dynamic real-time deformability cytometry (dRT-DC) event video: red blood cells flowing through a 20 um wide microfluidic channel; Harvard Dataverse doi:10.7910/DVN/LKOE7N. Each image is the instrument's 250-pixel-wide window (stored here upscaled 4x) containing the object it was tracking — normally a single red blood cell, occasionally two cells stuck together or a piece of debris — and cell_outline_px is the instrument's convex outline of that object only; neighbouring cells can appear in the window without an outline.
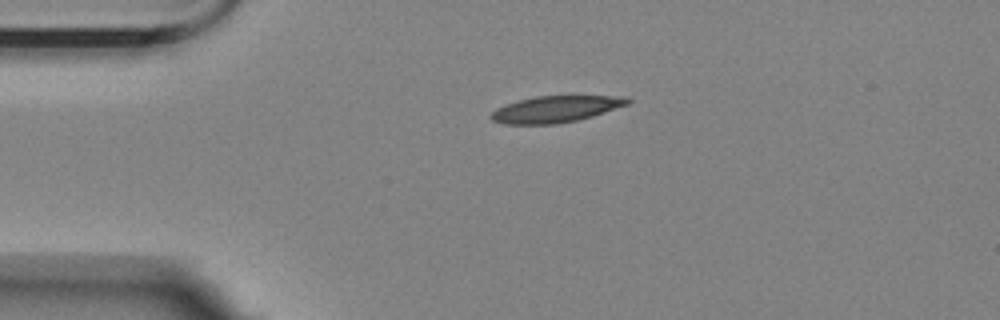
{"species": "Egyptian fruit bat (a non-hibernating species)", "species_latin": "Rousettus aegyptiacus", "temperature_condition": "room temperature", "stored_images_in_passage": 2, "camera_frame_rate_fps": 3000, "um_per_image_px": 0.085, "animal": {"sex": "female"}, "frame": {"image": 1, "passage_image": 1, "time_ms": 0.0, "image_size_px": [1000, 320], "cell_outline_px": [[632, 100], [628, 104], [592, 116], [576, 120], [556, 124], [504, 124], [492, 120], [488, 116], [496, 108], [516, 100], [536, 96], [620, 96]], "centroid_in_image_um": [47.17, 9.27], "position_along_channel_um": 37.8, "area_um2": 20.98}}